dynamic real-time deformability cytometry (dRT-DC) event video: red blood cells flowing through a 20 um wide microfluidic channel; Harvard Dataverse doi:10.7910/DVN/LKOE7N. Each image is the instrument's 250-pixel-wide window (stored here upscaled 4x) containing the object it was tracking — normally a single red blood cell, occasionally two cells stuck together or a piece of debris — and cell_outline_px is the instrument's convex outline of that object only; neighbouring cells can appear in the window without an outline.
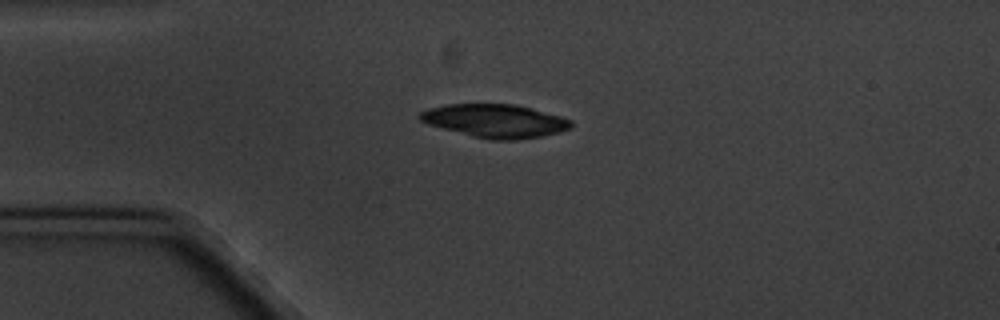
{"species": "common noctule bat (a hibernating species)", "species_latin": "Nyctalus noctula", "temperature_condition": "cold", "stored_images_in_passage": 4, "camera_frame_rate_fps": 3000, "um_per_image_px": 0.085, "animal": {"sex": "male", "body_mass_g": 20.1, "forearm_length_mm": 53.5}, "frame": {"image": 1, "passage_image": 1, "time_ms": 0.0, "image_size_px": [1000, 320], "cell_outline_px": [[572, 128], [560, 132], [540, 136], [516, 140], [492, 140], [472, 136], [428, 124], [420, 120], [416, 116], [420, 112], [428, 108], [448, 104], [516, 104], [532, 108], [560, 116], [572, 120]], "centroid_in_image_um": [42.09, 10.27], "position_along_channel_um": 42.9, "area_um2": 29.36}}